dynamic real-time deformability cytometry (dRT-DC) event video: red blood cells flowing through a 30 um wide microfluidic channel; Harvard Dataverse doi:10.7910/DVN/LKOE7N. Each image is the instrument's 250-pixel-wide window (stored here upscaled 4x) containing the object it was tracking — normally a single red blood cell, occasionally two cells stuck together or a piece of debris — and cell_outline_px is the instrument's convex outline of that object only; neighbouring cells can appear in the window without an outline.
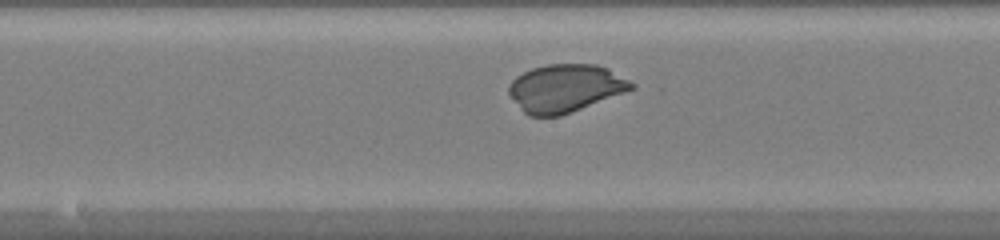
{"species": "common noctule bat (a hibernating species)", "species_latin": "Nyctalus noctula", "temperature_condition": "warm", "stored_images_in_passage": 30, "camera_frame_rate_fps": 3000, "um_per_image_px": 0.085, "animal": {"sex": "female", "body_mass_g": 20.0, "forearm_length_mm": 54.0}, "frame": {"image": 1, "passage_image": 15, "time_ms": 4.667, "image_size_px": [1000, 240], "cell_outline_px": [[636, 88], [560, 116], [528, 116], [520, 108], [508, 92], [508, 84], [516, 76], [532, 68], [548, 64], [596, 64], [608, 68], [636, 84]], "centroid_in_image_um": [48.05, 7.49], "position_along_channel_um": 200.2, "area_um2": 34.1}}
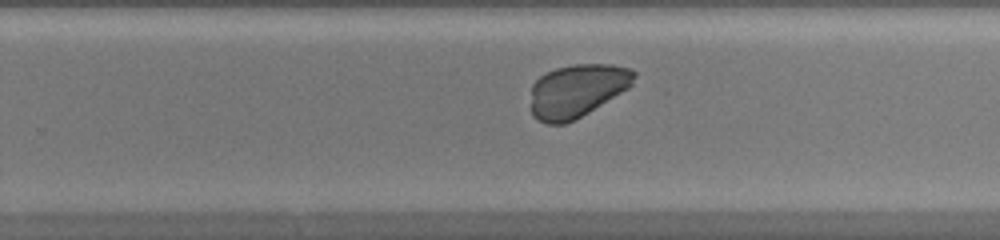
{"frame": {"image": 2, "passage_image": 21, "time_ms": 6.667, "image_size_px": [1000, 240], "cell_outline_px": [[636, 76], [632, 84], [628, 88], [588, 112], [564, 124], [548, 124], [532, 116], [532, 84], [540, 76], [556, 68], [572, 64], [612, 64], [628, 68], [636, 72]], "centroid_in_image_um": [49.05, 7.69], "position_along_channel_um": 280.7, "area_um2": 31.62}}
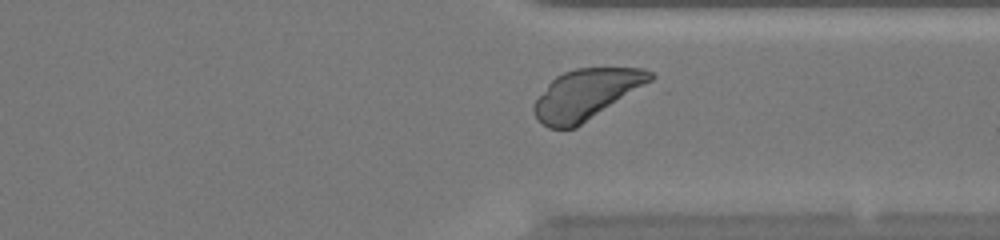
{"frame": {"image": 3, "passage_image": 27, "time_ms": 8.667, "image_size_px": [1000, 240], "cell_outline_px": [[656, 76], [652, 80], [576, 128], [548, 128], [532, 112], [532, 104], [548, 84], [556, 76], [564, 72], [576, 68], [644, 68], [652, 72]], "centroid_in_image_um": [49.81, 8.01], "position_along_channel_um": 361.6, "area_um2": 33.7}}